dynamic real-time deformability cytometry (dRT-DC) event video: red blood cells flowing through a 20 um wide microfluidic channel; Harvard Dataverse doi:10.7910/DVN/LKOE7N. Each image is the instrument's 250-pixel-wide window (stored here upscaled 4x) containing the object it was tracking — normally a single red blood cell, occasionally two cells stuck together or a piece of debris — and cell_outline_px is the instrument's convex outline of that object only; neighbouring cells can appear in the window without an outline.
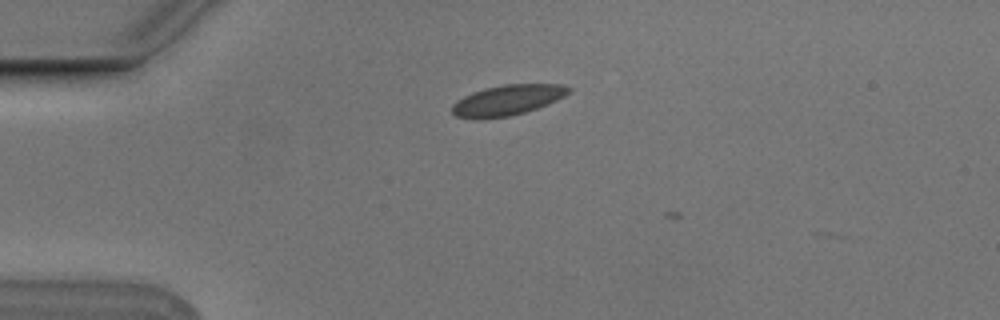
{"species": "Egyptian fruit bat (a non-hibernating species)", "species_latin": "Rousettus aegyptiacus", "temperature_condition": "cold", "stored_images_in_passage": 3, "camera_frame_rate_fps": 3000, "um_per_image_px": 0.085, "animal": {"sex": "male"}, "frame": {"image": 1, "passage_image": 2, "time_ms": 0.333, "image_size_px": [1000, 320], "cell_outline_px": [[572, 88], [564, 96], [548, 104], [524, 112], [508, 116], [480, 120], [476, 120], [456, 116], [452, 112], [452, 104], [456, 100], [472, 92], [484, 88], [504, 84], [564, 84]], "centroid_in_image_um": [43.09, 8.51], "position_along_channel_um": 41.9, "area_um2": 20.81}}